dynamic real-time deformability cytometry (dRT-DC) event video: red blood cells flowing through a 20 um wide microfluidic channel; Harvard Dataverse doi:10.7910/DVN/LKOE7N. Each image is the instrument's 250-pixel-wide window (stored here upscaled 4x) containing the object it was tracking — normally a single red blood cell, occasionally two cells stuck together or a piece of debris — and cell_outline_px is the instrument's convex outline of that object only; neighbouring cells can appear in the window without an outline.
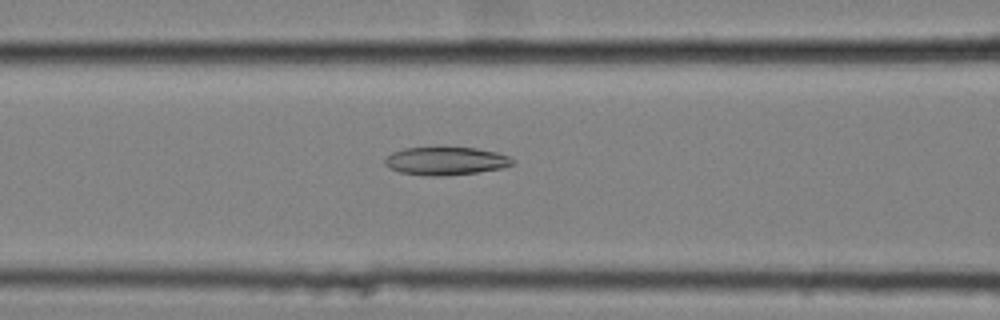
{"species": "common noctule bat (a hibernating species)", "species_latin": "Nyctalus noctula", "temperature_condition": "cold", "stored_images_in_passage": 57, "camera_frame_rate_fps": 3000, "um_per_image_px": 0.085, "animal": {"sex": "female", "body_mass_g": 25.1}, "frame": {"image": 1, "passage_image": 25, "time_ms": 8.0, "image_size_px": [1000, 320], "cell_outline_px": [[516, 160], [512, 164], [500, 168], [476, 172], [436, 176], [432, 176], [400, 172], [388, 168], [384, 164], [384, 160], [392, 152], [404, 148], [476, 148], [496, 152], [508, 156]], "centroid_in_image_um": [37.86, 13.68], "position_along_channel_um": 128.7, "area_um2": 20.52}}
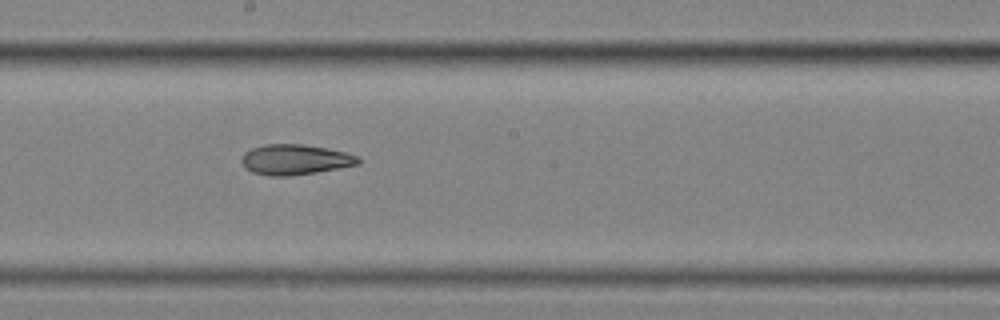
{"frame": {"image": 2, "passage_image": 33, "time_ms": 10.667, "image_size_px": [1000, 320], "cell_outline_px": [[360, 164], [340, 168], [316, 172], [288, 176], [272, 176], [252, 172], [244, 168], [240, 160], [244, 152], [252, 148], [264, 144], [304, 144], [328, 148], [344, 152], [356, 156], [360, 160]], "centroid_in_image_um": [25.05, 13.56], "position_along_channel_um": 223.2, "area_um2": 20.69}}
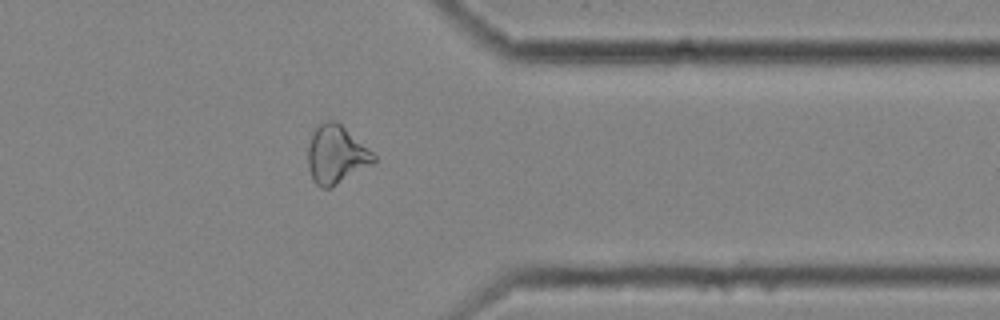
{"frame": {"image": 3, "passage_image": 47, "time_ms": 15.333, "image_size_px": [1000, 320], "cell_outline_px": [[376, 160], [372, 164], [332, 188], [320, 188], [312, 180], [308, 164], [308, 148], [312, 132], [320, 124], [328, 120], [332, 120], [340, 124], [372, 152], [376, 156]], "centroid_in_image_um": [28.55, 13.18], "position_along_channel_um": 382.8, "area_um2": 22.08}, "authors_computed_cell_mechanics": {"area_um2": 23.12, "velocity_mm_per_s": 3.5445, "shape_relaxation_time_tau1_ms": null, "shape_relaxation_time_tau2_ms": 9.8788, "deformation_change_tau1": null, "deformation_change_tau2": 0.2048}}